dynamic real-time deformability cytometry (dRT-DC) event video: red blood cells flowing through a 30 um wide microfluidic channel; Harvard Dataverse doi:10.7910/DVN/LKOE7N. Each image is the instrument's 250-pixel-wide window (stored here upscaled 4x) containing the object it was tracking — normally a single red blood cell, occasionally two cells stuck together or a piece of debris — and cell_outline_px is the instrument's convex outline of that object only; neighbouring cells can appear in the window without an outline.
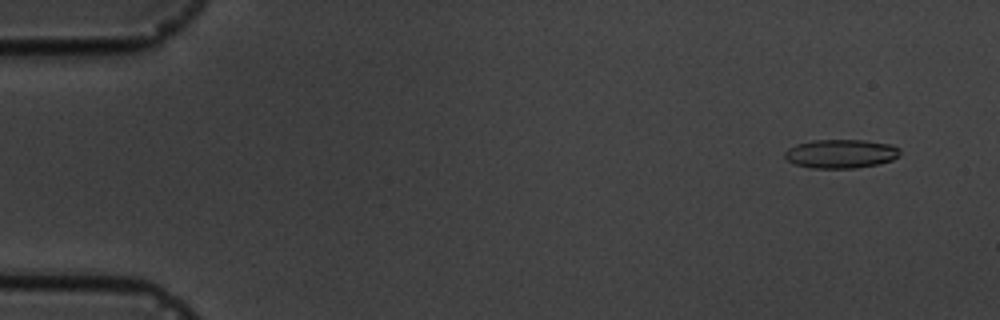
{"species": "common noctule bat (a hibernating species)", "species_latin": "Nyctalus noctula", "temperature_condition": "cold", "stored_images_in_passage": 11, "camera_frame_rate_fps": 3000, "um_per_image_px": 0.085, "animal": {"sex": "male", "body_mass_g": 19.5, "forearm_length_mm": 54.6}, "frame": {"image": 1, "passage_image": 1, "time_ms": 0.0, "image_size_px": [1000, 320], "cell_outline_px": [[900, 156], [892, 160], [880, 164], [856, 168], [812, 168], [796, 164], [788, 160], [784, 156], [784, 152], [788, 148], [796, 144], [812, 140], [864, 140], [892, 144], [900, 148]], "centroid_in_image_um": [71.51, 13.06], "position_along_channel_um": 13.5, "area_um2": 19.54}}
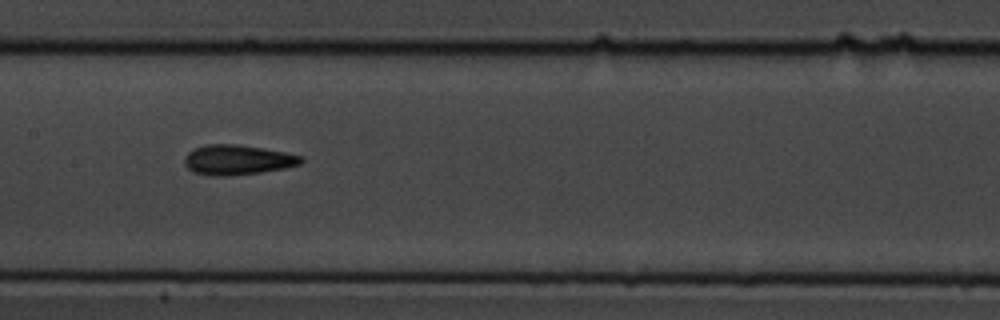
{"frame": {"image": 2, "passage_image": 8, "time_ms": 8.0, "image_size_px": [1000, 320], "cell_outline_px": [[304, 160], [300, 164], [284, 168], [260, 172], [224, 176], [212, 176], [192, 172], [184, 164], [184, 156], [192, 148], [204, 144], [236, 144], [284, 152], [300, 156]], "centroid_in_image_um": [20.11, 13.58], "position_along_channel_um": 187.3, "area_um2": 20.29}}
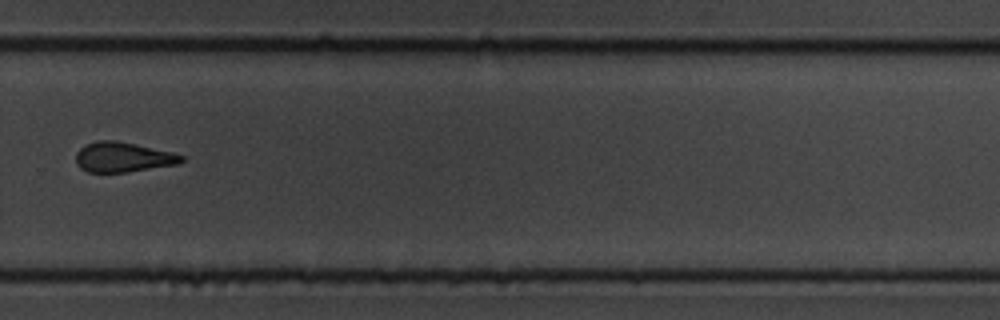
{"frame": {"image": 3, "passage_image": 11, "time_ms": 11.667, "image_size_px": [1000, 320], "cell_outline_px": [[184, 160], [180, 164], [128, 172], [88, 172], [80, 168], [76, 164], [76, 152], [84, 144], [96, 140], [116, 140], [136, 144], [172, 152], [184, 156]], "centroid_in_image_um": [10.44, 13.35], "position_along_channel_um": 319.4, "area_um2": 18.67}}